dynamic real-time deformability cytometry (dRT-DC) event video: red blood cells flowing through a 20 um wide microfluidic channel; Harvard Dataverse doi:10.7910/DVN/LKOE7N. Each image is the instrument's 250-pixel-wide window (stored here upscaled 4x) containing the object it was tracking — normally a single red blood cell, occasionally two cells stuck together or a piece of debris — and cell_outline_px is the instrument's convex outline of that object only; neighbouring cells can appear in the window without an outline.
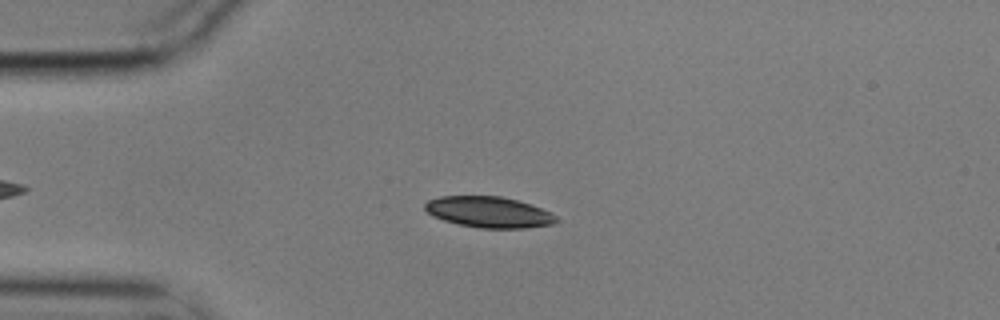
{"species": "common noctule bat (a hibernating species)", "species_latin": "Nyctalus noctula", "temperature_condition": "cold", "stored_images_in_passage": 51, "camera_frame_rate_fps": 3000, "um_per_image_px": 0.085, "animal": {"sex": "male", "body_mass_g": 17.9}, "frame": {"image": 1, "passage_image": 13, "time_ms": 4.0, "image_size_px": [1000, 320], "cell_outline_px": [[560, 220], [552, 224], [524, 228], [480, 228], [460, 224], [444, 220], [432, 216], [424, 208], [424, 204], [428, 200], [440, 196], [500, 196], [516, 200], [540, 208], [556, 216]], "centroid_in_image_um": [41.52, 18.03], "position_along_channel_um": 43.5, "area_um2": 23.47}}
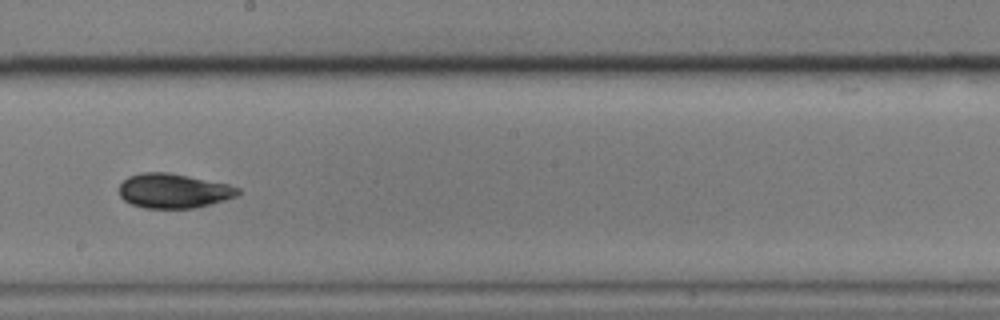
{"frame": {"image": 2, "passage_image": 31, "time_ms": 10.0, "image_size_px": [1000, 320], "cell_outline_px": [[240, 192], [236, 196], [224, 200], [192, 208], [144, 208], [132, 204], [124, 200], [120, 196], [120, 184], [128, 176], [140, 172], [168, 172], [228, 184], [240, 188]], "centroid_in_image_um": [14.73, 16.21], "position_along_channel_um": 233.5, "area_um2": 23.76}}
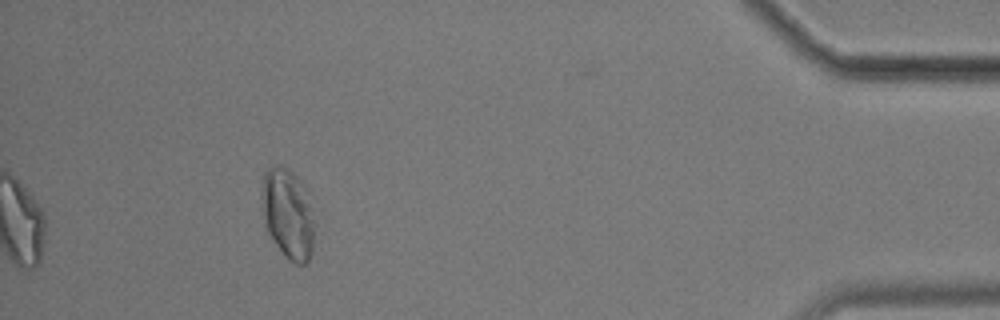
{"frame": {"image": 3, "passage_image": 51, "time_ms": 16.667, "image_size_px": [1000, 320], "cell_outline_px": [[316, 224], [312, 252], [308, 260], [304, 264], [296, 264], [264, 232], [260, 204], [260, 188], [264, 172], [268, 168], [276, 164], [280, 164], [288, 168], [304, 184], [308, 192], [316, 220]], "centroid_in_image_um": [24.45, 18.11], "position_along_channel_um": 410.7, "area_um2": 29.02}, "authors_computed_cell_mechanics": {"area_um2": 23.9292, "velocity_mm_per_s": 3.5053, "shape_relaxation_time_tau1_ms": 2.5633, "shape_relaxation_time_tau2_ms": 4.312, "deformation_change_tau1": 0.0829, "deformation_change_tau2": 0.0813}}